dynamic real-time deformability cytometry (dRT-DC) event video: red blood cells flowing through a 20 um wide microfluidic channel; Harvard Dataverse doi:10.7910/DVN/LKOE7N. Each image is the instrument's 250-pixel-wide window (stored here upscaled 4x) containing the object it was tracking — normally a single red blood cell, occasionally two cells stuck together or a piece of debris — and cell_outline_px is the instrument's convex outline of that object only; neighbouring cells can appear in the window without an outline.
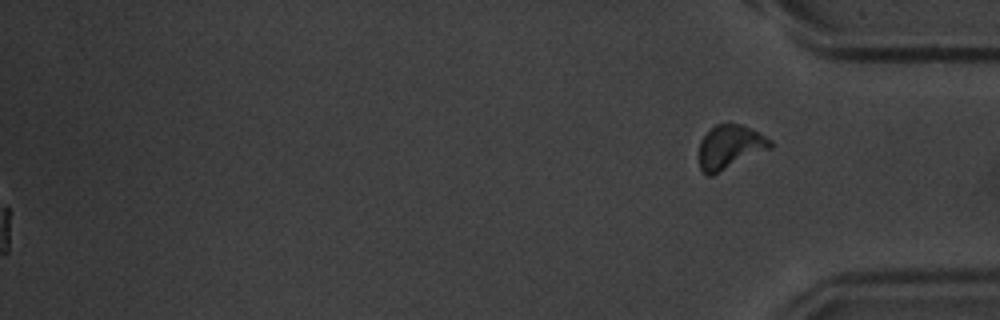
{"species": "common noctule bat (a hibernating species)", "species_latin": "Nyctalus noctula", "temperature_condition": "warm", "stored_images_in_passage": 45, "segment_of_instrument_passage": [2, 2], "camera_frame_rate_fps": 3000, "um_per_image_px": 0.085, "animal": {"sex": "male", "body_mass_g": 20.1, "forearm_length_mm": 53.5}, "frame": {"image": 1, "passage_image": 45, "time_ms": 14.667, "image_size_px": [1000, 320], "cell_outline_px": [[772, 148], [712, 176], [708, 176], [700, 168], [700, 140], [716, 124], [740, 124], [760, 132], [772, 140]], "centroid_in_image_um": [62.08, 12.5], "position_along_channel_um": 373.1, "area_um2": 18.21}}